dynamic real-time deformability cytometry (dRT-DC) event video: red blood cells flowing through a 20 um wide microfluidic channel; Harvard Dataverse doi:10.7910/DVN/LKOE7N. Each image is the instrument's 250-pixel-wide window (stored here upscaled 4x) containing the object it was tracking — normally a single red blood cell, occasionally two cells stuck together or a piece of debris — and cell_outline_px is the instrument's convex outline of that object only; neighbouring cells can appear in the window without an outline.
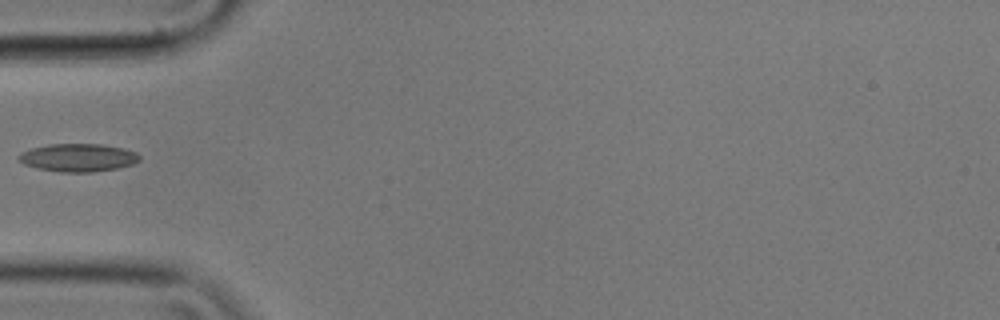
{"species": "common noctule bat (a hibernating species)", "species_latin": "Nyctalus noctula", "temperature_condition": "cold", "stored_images_in_passage": 21, "camera_frame_rate_fps": 3000, "um_per_image_px": 0.085, "animal": {"sex": "male", "body_mass_g": 17.9}, "frame": {"image": 1, "passage_image": 1, "time_ms": 0.0, "image_size_px": [1000, 320], "cell_outline_px": [[140, 160], [132, 164], [116, 168], [92, 172], [60, 172], [36, 168], [24, 164], [16, 156], [32, 148], [48, 144], [104, 144], [124, 148], [136, 152], [140, 156]], "centroid_in_image_um": [6.65, 13.39], "position_along_channel_um": 78.3, "area_um2": 19.65}}
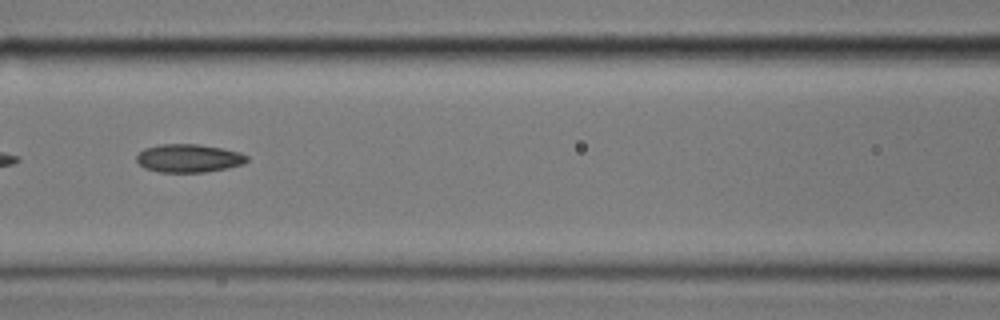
{"frame": {"image": 2, "passage_image": 7, "time_ms": 2.0, "image_size_px": [1000, 320], "cell_outline_px": [[248, 160], [244, 164], [228, 168], [204, 172], [160, 172], [144, 168], [136, 160], [136, 156], [144, 148], [160, 144], [196, 144], [220, 148], [240, 152], [248, 156]], "centroid_in_image_um": [16.04, 13.45], "position_along_channel_um": 150.6, "area_um2": 18.15}}
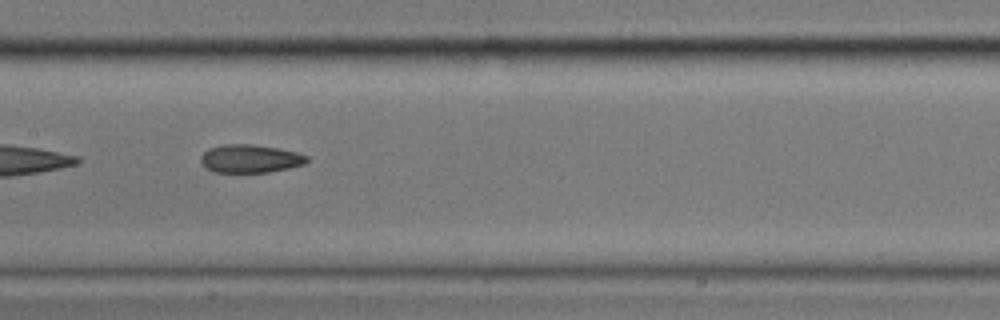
{"frame": {"image": 3, "passage_image": 10, "time_ms": 3.0, "image_size_px": [1000, 320], "cell_outline_px": [[308, 160], [304, 164], [288, 168], [268, 172], [212, 172], [200, 160], [200, 156], [208, 148], [224, 144], [252, 144], [276, 148], [296, 152], [308, 156]], "centroid_in_image_um": [21.25, 13.48], "position_along_channel_um": 186.2, "area_um2": 17.28}}